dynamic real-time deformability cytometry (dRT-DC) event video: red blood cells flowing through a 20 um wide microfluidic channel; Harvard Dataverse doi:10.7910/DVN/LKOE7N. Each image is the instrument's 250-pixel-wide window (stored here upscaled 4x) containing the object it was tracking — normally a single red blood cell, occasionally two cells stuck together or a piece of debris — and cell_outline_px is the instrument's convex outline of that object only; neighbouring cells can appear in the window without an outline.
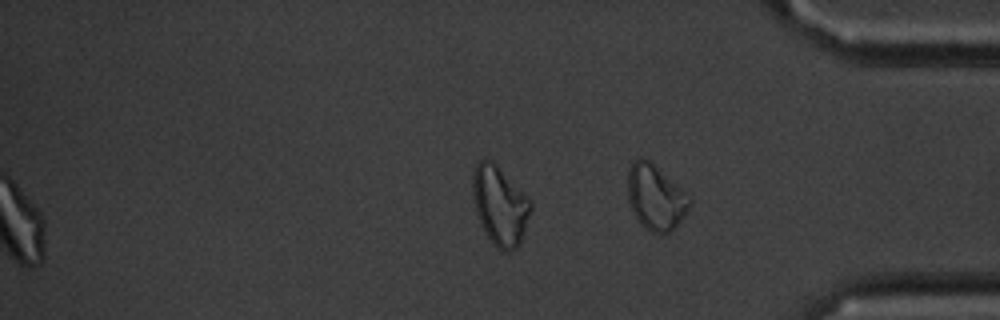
{"species": "common noctule bat (a hibernating species)", "species_latin": "Nyctalus noctula", "temperature_condition": "cold", "stored_images_in_passage": 56, "segment_of_instrument_passage": [2, 2], "camera_frame_rate_fps": 3000, "um_per_image_px": 0.085, "animal": {"sex": "male", "body_mass_g": 20.1, "forearm_length_mm": 53.5}, "frame": {"image": 1, "passage_image": 56, "time_ms": 18.333, "image_size_px": [1000, 320], "cell_outline_px": [[532, 208], [520, 244], [516, 248], [508, 252], [504, 252], [496, 248], [492, 244], [480, 224], [472, 200], [472, 172], [476, 164], [480, 160], [492, 160], [532, 200]], "centroid_in_image_um": [42.48, 17.48], "position_along_channel_um": 392.7, "area_um2": 27.11}}